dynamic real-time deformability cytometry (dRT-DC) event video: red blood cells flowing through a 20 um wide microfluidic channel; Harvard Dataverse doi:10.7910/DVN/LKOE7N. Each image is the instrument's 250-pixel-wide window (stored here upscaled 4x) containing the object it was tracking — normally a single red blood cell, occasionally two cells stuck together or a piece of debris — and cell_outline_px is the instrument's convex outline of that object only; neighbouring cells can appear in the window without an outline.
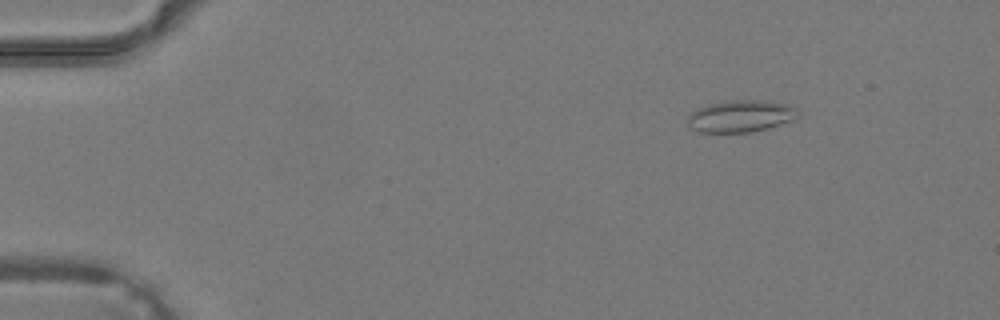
{"species": "common noctule bat (a hibernating species)", "species_latin": "Nyctalus noctula", "temperature_condition": "warm", "stored_images_in_passage": 9, "camera_frame_rate_fps": 3000, "um_per_image_px": 0.085, "animal": {"sex": "male", "body_mass_g": 19.2, "forearm_length_mm": 51.8}, "frame": {"image": 1, "passage_image": 6, "time_ms": 1.667, "image_size_px": [1000, 320], "cell_outline_px": [[800, 116], [792, 120], [768, 128], [752, 132], [700, 132], [692, 128], [688, 124], [688, 116], [692, 112], [708, 104], [736, 100], [756, 100], [784, 104], [796, 108]], "centroid_in_image_um": [62.97, 9.88], "position_along_channel_um": 22.0, "area_um2": 20.17}}